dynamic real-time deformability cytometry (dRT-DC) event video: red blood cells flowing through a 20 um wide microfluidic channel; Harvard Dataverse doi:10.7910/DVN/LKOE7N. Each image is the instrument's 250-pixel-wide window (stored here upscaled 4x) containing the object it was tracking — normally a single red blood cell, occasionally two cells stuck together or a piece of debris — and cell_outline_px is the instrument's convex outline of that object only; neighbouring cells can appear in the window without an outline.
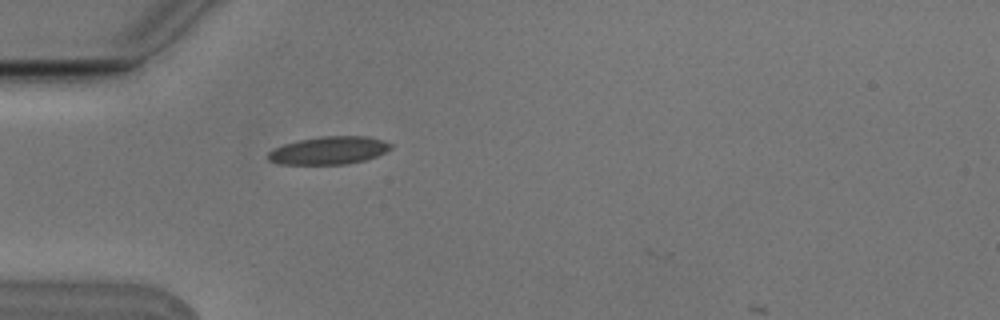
{"species": "Egyptian fruit bat (a non-hibernating species)", "species_latin": "Rousettus aegyptiacus", "temperature_condition": "cold", "stored_images_in_passage": 3, "camera_frame_rate_fps": 3000, "um_per_image_px": 0.085, "animal": {"sex": "male"}, "frame": {"image": 1, "passage_image": 3, "time_ms": 0.667, "image_size_px": [1000, 320], "cell_outline_px": [[392, 148], [376, 156], [364, 160], [344, 164], [280, 164], [268, 160], [268, 152], [272, 148], [284, 144], [300, 140], [320, 136], [368, 136], [392, 144]], "centroid_in_image_um": [27.92, 12.78], "position_along_channel_um": 57.1, "area_um2": 19.77}}